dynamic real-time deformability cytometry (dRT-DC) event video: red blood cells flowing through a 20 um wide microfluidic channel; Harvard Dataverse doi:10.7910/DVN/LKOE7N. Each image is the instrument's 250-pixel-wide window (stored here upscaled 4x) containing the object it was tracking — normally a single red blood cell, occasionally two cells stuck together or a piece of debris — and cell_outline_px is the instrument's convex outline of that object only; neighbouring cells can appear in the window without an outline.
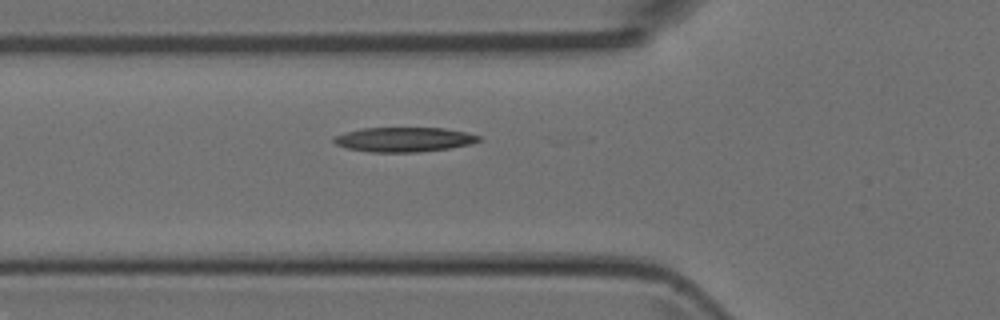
{"species": "Egyptian fruit bat (a non-hibernating species)", "species_latin": "Rousettus aegyptiacus", "temperature_condition": "room temperature", "stored_images_in_passage": 34, "camera_frame_rate_fps": 3000, "um_per_image_px": 0.085, "animal": {"sex": "female"}, "frame": {"image": 1, "passage_image": 7, "time_ms": 2.0, "image_size_px": [1000, 320], "cell_outline_px": [[480, 140], [472, 144], [448, 148], [416, 152], [372, 152], [348, 148], [336, 144], [332, 140], [332, 136], [360, 128], [444, 128], [464, 132], [480, 136]], "centroid_in_image_um": [34.31, 11.85], "position_along_channel_um": 91.5, "area_um2": 20.63}}
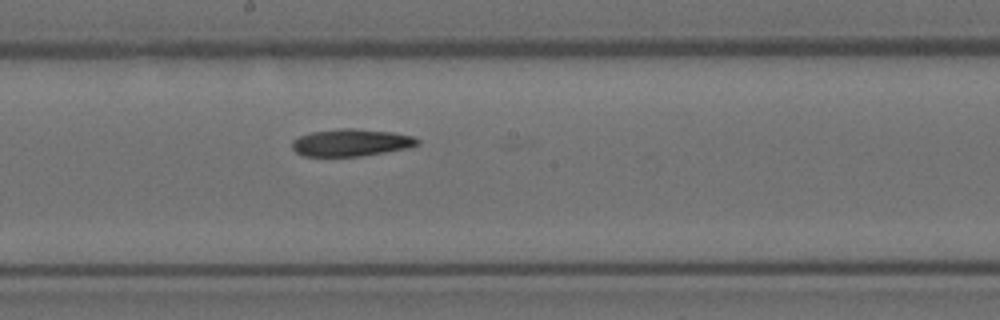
{"frame": {"image": 2, "passage_image": 16, "time_ms": 5.0, "image_size_px": [1000, 320], "cell_outline_px": [[420, 144], [408, 148], [360, 156], [300, 156], [292, 148], [292, 140], [300, 136], [312, 132], [340, 128], [356, 128], [392, 132], [412, 136], [420, 140]], "centroid_in_image_um": [29.84, 12.12], "position_along_channel_um": 218.4, "area_um2": 19.94}}
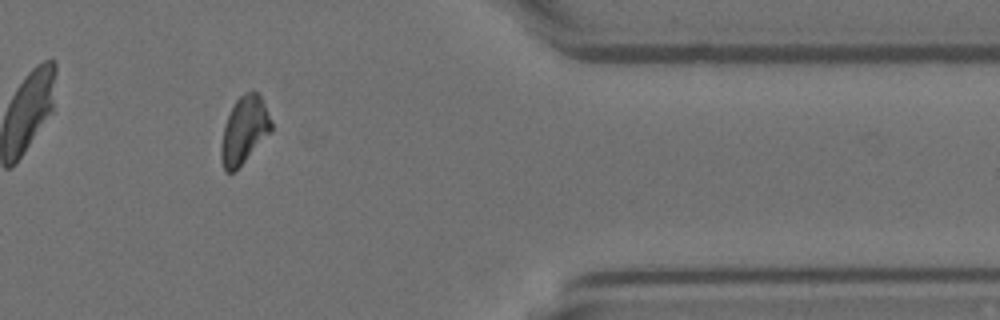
{"frame": {"image": 3, "passage_image": 30, "time_ms": 9.667, "image_size_px": [1000, 320], "cell_outline_px": [[272, 132], [232, 172], [224, 172], [220, 156], [220, 148], [224, 124], [236, 100], [244, 92], [256, 92], [260, 96], [272, 120]], "centroid_in_image_um": [20.75, 11.06], "position_along_channel_um": 390.6, "area_um2": 19.36}}